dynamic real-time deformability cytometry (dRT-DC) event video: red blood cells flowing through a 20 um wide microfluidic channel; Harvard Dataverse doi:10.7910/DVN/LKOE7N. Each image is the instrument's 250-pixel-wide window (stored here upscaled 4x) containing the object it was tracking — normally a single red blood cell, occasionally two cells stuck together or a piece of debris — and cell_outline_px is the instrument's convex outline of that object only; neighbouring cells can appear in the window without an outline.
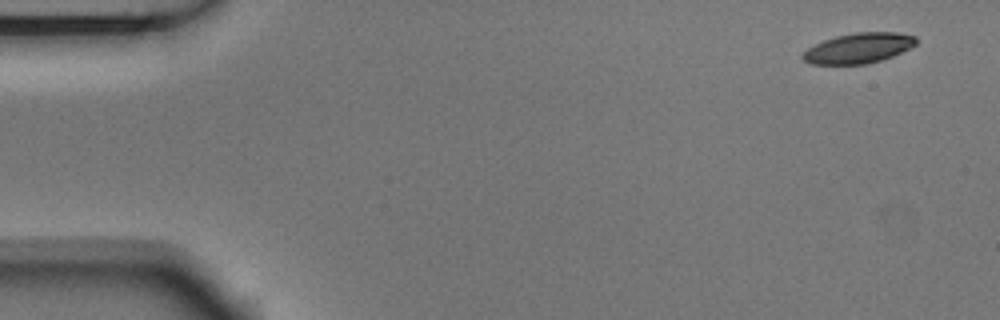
{"species": "Egyptian fruit bat (a non-hibernating species)", "species_latin": "Rousettus aegyptiacus", "temperature_condition": "room temperature", "stored_images_in_passage": 4, "camera_frame_rate_fps": 3000, "um_per_image_px": 0.085, "animal": {"sex": "male"}, "frame": {"image": 1, "passage_image": 1, "time_ms": 0.0, "image_size_px": [1000, 320], "cell_outline_px": [[916, 44], [892, 56], [880, 60], [864, 64], [808, 64], [800, 56], [808, 48], [824, 40], [836, 36], [856, 32], [896, 32], [916, 36]], "centroid_in_image_um": [72.95, 4.09], "position_along_channel_um": 12.0, "area_um2": 19.77}}